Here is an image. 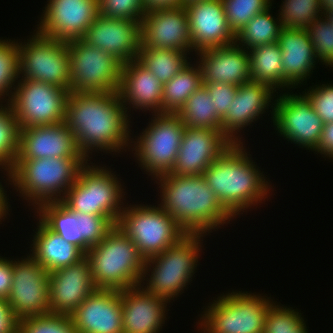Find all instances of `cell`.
<instances>
[{
    "label": "cell",
    "instance_id": "obj_1",
    "mask_svg": "<svg viewBox=\"0 0 333 333\" xmlns=\"http://www.w3.org/2000/svg\"><path fill=\"white\" fill-rule=\"evenodd\" d=\"M129 116L118 92H72L67 96L64 123L90 159L94 150L120 153L131 148Z\"/></svg>",
    "mask_w": 333,
    "mask_h": 333
},
{
    "label": "cell",
    "instance_id": "obj_2",
    "mask_svg": "<svg viewBox=\"0 0 333 333\" xmlns=\"http://www.w3.org/2000/svg\"><path fill=\"white\" fill-rule=\"evenodd\" d=\"M159 204L187 232L208 234L234 217L223 207L203 175L163 174L155 178Z\"/></svg>",
    "mask_w": 333,
    "mask_h": 333
},
{
    "label": "cell",
    "instance_id": "obj_3",
    "mask_svg": "<svg viewBox=\"0 0 333 333\" xmlns=\"http://www.w3.org/2000/svg\"><path fill=\"white\" fill-rule=\"evenodd\" d=\"M243 145V142L233 143L202 174L234 218L240 216L241 211L263 203L272 189Z\"/></svg>",
    "mask_w": 333,
    "mask_h": 333
},
{
    "label": "cell",
    "instance_id": "obj_4",
    "mask_svg": "<svg viewBox=\"0 0 333 333\" xmlns=\"http://www.w3.org/2000/svg\"><path fill=\"white\" fill-rule=\"evenodd\" d=\"M87 161L74 157L15 160L8 185L36 209L45 202L61 201Z\"/></svg>",
    "mask_w": 333,
    "mask_h": 333
},
{
    "label": "cell",
    "instance_id": "obj_5",
    "mask_svg": "<svg viewBox=\"0 0 333 333\" xmlns=\"http://www.w3.org/2000/svg\"><path fill=\"white\" fill-rule=\"evenodd\" d=\"M96 288L124 290L140 285L145 259L134 242L116 225L85 254Z\"/></svg>",
    "mask_w": 333,
    "mask_h": 333
},
{
    "label": "cell",
    "instance_id": "obj_6",
    "mask_svg": "<svg viewBox=\"0 0 333 333\" xmlns=\"http://www.w3.org/2000/svg\"><path fill=\"white\" fill-rule=\"evenodd\" d=\"M205 235L187 234L161 254L145 260L140 285L146 291L169 303L174 300V297L181 295L188 283L192 281L191 277L196 273L199 252L202 250L203 242L201 241ZM147 272H151V275Z\"/></svg>",
    "mask_w": 333,
    "mask_h": 333
},
{
    "label": "cell",
    "instance_id": "obj_7",
    "mask_svg": "<svg viewBox=\"0 0 333 333\" xmlns=\"http://www.w3.org/2000/svg\"><path fill=\"white\" fill-rule=\"evenodd\" d=\"M270 299L247 291L223 293L204 308L197 328L200 333H264Z\"/></svg>",
    "mask_w": 333,
    "mask_h": 333
},
{
    "label": "cell",
    "instance_id": "obj_8",
    "mask_svg": "<svg viewBox=\"0 0 333 333\" xmlns=\"http://www.w3.org/2000/svg\"><path fill=\"white\" fill-rule=\"evenodd\" d=\"M157 205H125L116 223L145 260L161 254L187 235L172 216Z\"/></svg>",
    "mask_w": 333,
    "mask_h": 333
},
{
    "label": "cell",
    "instance_id": "obj_9",
    "mask_svg": "<svg viewBox=\"0 0 333 333\" xmlns=\"http://www.w3.org/2000/svg\"><path fill=\"white\" fill-rule=\"evenodd\" d=\"M152 117L136 141L132 138L131 151H135L141 169L155 179L174 167L186 126L177 113H156Z\"/></svg>",
    "mask_w": 333,
    "mask_h": 333
},
{
    "label": "cell",
    "instance_id": "obj_10",
    "mask_svg": "<svg viewBox=\"0 0 333 333\" xmlns=\"http://www.w3.org/2000/svg\"><path fill=\"white\" fill-rule=\"evenodd\" d=\"M70 59L69 93L118 92L122 63L83 39L67 42Z\"/></svg>",
    "mask_w": 333,
    "mask_h": 333
},
{
    "label": "cell",
    "instance_id": "obj_11",
    "mask_svg": "<svg viewBox=\"0 0 333 333\" xmlns=\"http://www.w3.org/2000/svg\"><path fill=\"white\" fill-rule=\"evenodd\" d=\"M27 42H18L19 78L51 84L69 92L70 59L67 42L34 30Z\"/></svg>",
    "mask_w": 333,
    "mask_h": 333
},
{
    "label": "cell",
    "instance_id": "obj_12",
    "mask_svg": "<svg viewBox=\"0 0 333 333\" xmlns=\"http://www.w3.org/2000/svg\"><path fill=\"white\" fill-rule=\"evenodd\" d=\"M69 92L61 87L19 79L9 100L19 129L64 122Z\"/></svg>",
    "mask_w": 333,
    "mask_h": 333
},
{
    "label": "cell",
    "instance_id": "obj_13",
    "mask_svg": "<svg viewBox=\"0 0 333 333\" xmlns=\"http://www.w3.org/2000/svg\"><path fill=\"white\" fill-rule=\"evenodd\" d=\"M272 122L287 141L314 151L320 141L324 122L302 93L283 92L274 100Z\"/></svg>",
    "mask_w": 333,
    "mask_h": 333
},
{
    "label": "cell",
    "instance_id": "obj_14",
    "mask_svg": "<svg viewBox=\"0 0 333 333\" xmlns=\"http://www.w3.org/2000/svg\"><path fill=\"white\" fill-rule=\"evenodd\" d=\"M16 260L13 259V283L6 300L13 314L20 320L50 313L49 272L30 255Z\"/></svg>",
    "mask_w": 333,
    "mask_h": 333
},
{
    "label": "cell",
    "instance_id": "obj_15",
    "mask_svg": "<svg viewBox=\"0 0 333 333\" xmlns=\"http://www.w3.org/2000/svg\"><path fill=\"white\" fill-rule=\"evenodd\" d=\"M37 25L41 35L60 41L82 39L99 15L97 0H48Z\"/></svg>",
    "mask_w": 333,
    "mask_h": 333
},
{
    "label": "cell",
    "instance_id": "obj_16",
    "mask_svg": "<svg viewBox=\"0 0 333 333\" xmlns=\"http://www.w3.org/2000/svg\"><path fill=\"white\" fill-rule=\"evenodd\" d=\"M141 48L194 51L184 6L148 10L141 22ZM190 51V52H189Z\"/></svg>",
    "mask_w": 333,
    "mask_h": 333
},
{
    "label": "cell",
    "instance_id": "obj_17",
    "mask_svg": "<svg viewBox=\"0 0 333 333\" xmlns=\"http://www.w3.org/2000/svg\"><path fill=\"white\" fill-rule=\"evenodd\" d=\"M232 144L222 130L186 127L176 162L169 174L202 175Z\"/></svg>",
    "mask_w": 333,
    "mask_h": 333
},
{
    "label": "cell",
    "instance_id": "obj_18",
    "mask_svg": "<svg viewBox=\"0 0 333 333\" xmlns=\"http://www.w3.org/2000/svg\"><path fill=\"white\" fill-rule=\"evenodd\" d=\"M141 22L99 14L82 39L125 64L138 58L142 45Z\"/></svg>",
    "mask_w": 333,
    "mask_h": 333
},
{
    "label": "cell",
    "instance_id": "obj_19",
    "mask_svg": "<svg viewBox=\"0 0 333 333\" xmlns=\"http://www.w3.org/2000/svg\"><path fill=\"white\" fill-rule=\"evenodd\" d=\"M87 158L64 122L19 129L16 160Z\"/></svg>",
    "mask_w": 333,
    "mask_h": 333
},
{
    "label": "cell",
    "instance_id": "obj_20",
    "mask_svg": "<svg viewBox=\"0 0 333 333\" xmlns=\"http://www.w3.org/2000/svg\"><path fill=\"white\" fill-rule=\"evenodd\" d=\"M69 317L77 333H123L121 291L96 288Z\"/></svg>",
    "mask_w": 333,
    "mask_h": 333
},
{
    "label": "cell",
    "instance_id": "obj_21",
    "mask_svg": "<svg viewBox=\"0 0 333 333\" xmlns=\"http://www.w3.org/2000/svg\"><path fill=\"white\" fill-rule=\"evenodd\" d=\"M95 289L86 256L49 273L50 313L69 316Z\"/></svg>",
    "mask_w": 333,
    "mask_h": 333
},
{
    "label": "cell",
    "instance_id": "obj_22",
    "mask_svg": "<svg viewBox=\"0 0 333 333\" xmlns=\"http://www.w3.org/2000/svg\"><path fill=\"white\" fill-rule=\"evenodd\" d=\"M274 91L268 84L250 81L238 86L233 103L222 119V132L233 142L242 143L240 130L260 119L265 109L272 108L273 118ZM272 100V101H271ZM270 104V105H269ZM238 135V136H237Z\"/></svg>",
    "mask_w": 333,
    "mask_h": 333
},
{
    "label": "cell",
    "instance_id": "obj_23",
    "mask_svg": "<svg viewBox=\"0 0 333 333\" xmlns=\"http://www.w3.org/2000/svg\"><path fill=\"white\" fill-rule=\"evenodd\" d=\"M203 84L236 86L250 82L249 51L236 44L206 48L195 53Z\"/></svg>",
    "mask_w": 333,
    "mask_h": 333
},
{
    "label": "cell",
    "instance_id": "obj_24",
    "mask_svg": "<svg viewBox=\"0 0 333 333\" xmlns=\"http://www.w3.org/2000/svg\"><path fill=\"white\" fill-rule=\"evenodd\" d=\"M184 7L188 14L195 53L235 42V34L227 24L221 0L200 1Z\"/></svg>",
    "mask_w": 333,
    "mask_h": 333
},
{
    "label": "cell",
    "instance_id": "obj_25",
    "mask_svg": "<svg viewBox=\"0 0 333 333\" xmlns=\"http://www.w3.org/2000/svg\"><path fill=\"white\" fill-rule=\"evenodd\" d=\"M168 303L141 285L121 290L123 333H159L167 319Z\"/></svg>",
    "mask_w": 333,
    "mask_h": 333
},
{
    "label": "cell",
    "instance_id": "obj_26",
    "mask_svg": "<svg viewBox=\"0 0 333 333\" xmlns=\"http://www.w3.org/2000/svg\"><path fill=\"white\" fill-rule=\"evenodd\" d=\"M118 93L128 113L131 105L136 108L135 111L140 109L152 111L153 114L161 113L163 85L137 59L122 65Z\"/></svg>",
    "mask_w": 333,
    "mask_h": 333
},
{
    "label": "cell",
    "instance_id": "obj_27",
    "mask_svg": "<svg viewBox=\"0 0 333 333\" xmlns=\"http://www.w3.org/2000/svg\"><path fill=\"white\" fill-rule=\"evenodd\" d=\"M277 43L281 49L284 79L294 88L310 78L318 59L307 29L282 27Z\"/></svg>",
    "mask_w": 333,
    "mask_h": 333
},
{
    "label": "cell",
    "instance_id": "obj_28",
    "mask_svg": "<svg viewBox=\"0 0 333 333\" xmlns=\"http://www.w3.org/2000/svg\"><path fill=\"white\" fill-rule=\"evenodd\" d=\"M107 169L87 162L78 178L87 187H93L94 215L106 216L116 224L125 206L122 199L126 192L111 168Z\"/></svg>",
    "mask_w": 333,
    "mask_h": 333
},
{
    "label": "cell",
    "instance_id": "obj_29",
    "mask_svg": "<svg viewBox=\"0 0 333 333\" xmlns=\"http://www.w3.org/2000/svg\"><path fill=\"white\" fill-rule=\"evenodd\" d=\"M38 220L29 255L49 273L70 266L85 256L76 245L65 241Z\"/></svg>",
    "mask_w": 333,
    "mask_h": 333
},
{
    "label": "cell",
    "instance_id": "obj_30",
    "mask_svg": "<svg viewBox=\"0 0 333 333\" xmlns=\"http://www.w3.org/2000/svg\"><path fill=\"white\" fill-rule=\"evenodd\" d=\"M248 51L251 81L268 84L274 91L293 88L284 79L281 49L277 42L259 45Z\"/></svg>",
    "mask_w": 333,
    "mask_h": 333
},
{
    "label": "cell",
    "instance_id": "obj_31",
    "mask_svg": "<svg viewBox=\"0 0 333 333\" xmlns=\"http://www.w3.org/2000/svg\"><path fill=\"white\" fill-rule=\"evenodd\" d=\"M201 86L203 82L199 65L189 63L163 85L161 113H178Z\"/></svg>",
    "mask_w": 333,
    "mask_h": 333
},
{
    "label": "cell",
    "instance_id": "obj_32",
    "mask_svg": "<svg viewBox=\"0 0 333 333\" xmlns=\"http://www.w3.org/2000/svg\"><path fill=\"white\" fill-rule=\"evenodd\" d=\"M35 210L39 219L65 241L76 245L82 251V234L78 227V218L61 201L45 202Z\"/></svg>",
    "mask_w": 333,
    "mask_h": 333
},
{
    "label": "cell",
    "instance_id": "obj_33",
    "mask_svg": "<svg viewBox=\"0 0 333 333\" xmlns=\"http://www.w3.org/2000/svg\"><path fill=\"white\" fill-rule=\"evenodd\" d=\"M177 114L186 127L222 130V119L204 85L188 98Z\"/></svg>",
    "mask_w": 333,
    "mask_h": 333
},
{
    "label": "cell",
    "instance_id": "obj_34",
    "mask_svg": "<svg viewBox=\"0 0 333 333\" xmlns=\"http://www.w3.org/2000/svg\"><path fill=\"white\" fill-rule=\"evenodd\" d=\"M272 5L255 15L235 34V43L246 50L259 45L274 44L278 41L281 20L270 14Z\"/></svg>",
    "mask_w": 333,
    "mask_h": 333
},
{
    "label": "cell",
    "instance_id": "obj_35",
    "mask_svg": "<svg viewBox=\"0 0 333 333\" xmlns=\"http://www.w3.org/2000/svg\"><path fill=\"white\" fill-rule=\"evenodd\" d=\"M187 55L178 50L140 48L137 60L164 85L190 63Z\"/></svg>",
    "mask_w": 333,
    "mask_h": 333
},
{
    "label": "cell",
    "instance_id": "obj_36",
    "mask_svg": "<svg viewBox=\"0 0 333 333\" xmlns=\"http://www.w3.org/2000/svg\"><path fill=\"white\" fill-rule=\"evenodd\" d=\"M279 18L282 27L307 29L314 20L322 16L319 0H284Z\"/></svg>",
    "mask_w": 333,
    "mask_h": 333
},
{
    "label": "cell",
    "instance_id": "obj_37",
    "mask_svg": "<svg viewBox=\"0 0 333 333\" xmlns=\"http://www.w3.org/2000/svg\"><path fill=\"white\" fill-rule=\"evenodd\" d=\"M2 39H0V103L4 102L5 95L8 96L6 99L8 103L19 78V49L17 40Z\"/></svg>",
    "mask_w": 333,
    "mask_h": 333
},
{
    "label": "cell",
    "instance_id": "obj_38",
    "mask_svg": "<svg viewBox=\"0 0 333 333\" xmlns=\"http://www.w3.org/2000/svg\"><path fill=\"white\" fill-rule=\"evenodd\" d=\"M273 302L265 316L264 333H308L302 313Z\"/></svg>",
    "mask_w": 333,
    "mask_h": 333
},
{
    "label": "cell",
    "instance_id": "obj_39",
    "mask_svg": "<svg viewBox=\"0 0 333 333\" xmlns=\"http://www.w3.org/2000/svg\"><path fill=\"white\" fill-rule=\"evenodd\" d=\"M19 127L10 105L0 104V164L13 168L18 152Z\"/></svg>",
    "mask_w": 333,
    "mask_h": 333
},
{
    "label": "cell",
    "instance_id": "obj_40",
    "mask_svg": "<svg viewBox=\"0 0 333 333\" xmlns=\"http://www.w3.org/2000/svg\"><path fill=\"white\" fill-rule=\"evenodd\" d=\"M229 28L236 34L255 15L272 5V0H221Z\"/></svg>",
    "mask_w": 333,
    "mask_h": 333
},
{
    "label": "cell",
    "instance_id": "obj_41",
    "mask_svg": "<svg viewBox=\"0 0 333 333\" xmlns=\"http://www.w3.org/2000/svg\"><path fill=\"white\" fill-rule=\"evenodd\" d=\"M22 333H77L68 315L48 313L18 320Z\"/></svg>",
    "mask_w": 333,
    "mask_h": 333
},
{
    "label": "cell",
    "instance_id": "obj_42",
    "mask_svg": "<svg viewBox=\"0 0 333 333\" xmlns=\"http://www.w3.org/2000/svg\"><path fill=\"white\" fill-rule=\"evenodd\" d=\"M307 31L318 62L333 67V25L321 16L312 22Z\"/></svg>",
    "mask_w": 333,
    "mask_h": 333
},
{
    "label": "cell",
    "instance_id": "obj_43",
    "mask_svg": "<svg viewBox=\"0 0 333 333\" xmlns=\"http://www.w3.org/2000/svg\"><path fill=\"white\" fill-rule=\"evenodd\" d=\"M78 227L82 234V252H86L93 246L98 245L109 231L116 225L106 216L76 213Z\"/></svg>",
    "mask_w": 333,
    "mask_h": 333
},
{
    "label": "cell",
    "instance_id": "obj_44",
    "mask_svg": "<svg viewBox=\"0 0 333 333\" xmlns=\"http://www.w3.org/2000/svg\"><path fill=\"white\" fill-rule=\"evenodd\" d=\"M100 15L115 19L142 21L147 13L143 0H97Z\"/></svg>",
    "mask_w": 333,
    "mask_h": 333
},
{
    "label": "cell",
    "instance_id": "obj_45",
    "mask_svg": "<svg viewBox=\"0 0 333 333\" xmlns=\"http://www.w3.org/2000/svg\"><path fill=\"white\" fill-rule=\"evenodd\" d=\"M61 202L75 213L94 215L93 187H87L79 178L68 189Z\"/></svg>",
    "mask_w": 333,
    "mask_h": 333
},
{
    "label": "cell",
    "instance_id": "obj_46",
    "mask_svg": "<svg viewBox=\"0 0 333 333\" xmlns=\"http://www.w3.org/2000/svg\"><path fill=\"white\" fill-rule=\"evenodd\" d=\"M306 90L303 94L311 102L312 108L324 124L333 122V84L328 82L320 86L317 84Z\"/></svg>",
    "mask_w": 333,
    "mask_h": 333
},
{
    "label": "cell",
    "instance_id": "obj_47",
    "mask_svg": "<svg viewBox=\"0 0 333 333\" xmlns=\"http://www.w3.org/2000/svg\"><path fill=\"white\" fill-rule=\"evenodd\" d=\"M213 101L214 109L218 116L223 119L233 103L238 86L233 84L213 83L203 84Z\"/></svg>",
    "mask_w": 333,
    "mask_h": 333
},
{
    "label": "cell",
    "instance_id": "obj_48",
    "mask_svg": "<svg viewBox=\"0 0 333 333\" xmlns=\"http://www.w3.org/2000/svg\"><path fill=\"white\" fill-rule=\"evenodd\" d=\"M0 256V299L7 300L13 283V259Z\"/></svg>",
    "mask_w": 333,
    "mask_h": 333
},
{
    "label": "cell",
    "instance_id": "obj_49",
    "mask_svg": "<svg viewBox=\"0 0 333 333\" xmlns=\"http://www.w3.org/2000/svg\"><path fill=\"white\" fill-rule=\"evenodd\" d=\"M18 329V319L6 300L0 299V333H14Z\"/></svg>",
    "mask_w": 333,
    "mask_h": 333
},
{
    "label": "cell",
    "instance_id": "obj_50",
    "mask_svg": "<svg viewBox=\"0 0 333 333\" xmlns=\"http://www.w3.org/2000/svg\"><path fill=\"white\" fill-rule=\"evenodd\" d=\"M314 151L333 159V122L324 124L319 144Z\"/></svg>",
    "mask_w": 333,
    "mask_h": 333
},
{
    "label": "cell",
    "instance_id": "obj_51",
    "mask_svg": "<svg viewBox=\"0 0 333 333\" xmlns=\"http://www.w3.org/2000/svg\"><path fill=\"white\" fill-rule=\"evenodd\" d=\"M143 2L147 11L157 8H176L182 6V0H143Z\"/></svg>",
    "mask_w": 333,
    "mask_h": 333
},
{
    "label": "cell",
    "instance_id": "obj_52",
    "mask_svg": "<svg viewBox=\"0 0 333 333\" xmlns=\"http://www.w3.org/2000/svg\"><path fill=\"white\" fill-rule=\"evenodd\" d=\"M322 16L333 12V0H319Z\"/></svg>",
    "mask_w": 333,
    "mask_h": 333
},
{
    "label": "cell",
    "instance_id": "obj_53",
    "mask_svg": "<svg viewBox=\"0 0 333 333\" xmlns=\"http://www.w3.org/2000/svg\"><path fill=\"white\" fill-rule=\"evenodd\" d=\"M4 169V171H6L7 174H5L8 178V182H11V168H9L8 166L2 165L0 164V169ZM7 191H5L4 187L2 186L1 182H0V199H7V194L5 193Z\"/></svg>",
    "mask_w": 333,
    "mask_h": 333
},
{
    "label": "cell",
    "instance_id": "obj_54",
    "mask_svg": "<svg viewBox=\"0 0 333 333\" xmlns=\"http://www.w3.org/2000/svg\"><path fill=\"white\" fill-rule=\"evenodd\" d=\"M8 200L9 199H0V223L2 222L1 220L7 218V214L9 215L8 211L10 210V204L8 205Z\"/></svg>",
    "mask_w": 333,
    "mask_h": 333
},
{
    "label": "cell",
    "instance_id": "obj_55",
    "mask_svg": "<svg viewBox=\"0 0 333 333\" xmlns=\"http://www.w3.org/2000/svg\"><path fill=\"white\" fill-rule=\"evenodd\" d=\"M206 0H182V6Z\"/></svg>",
    "mask_w": 333,
    "mask_h": 333
},
{
    "label": "cell",
    "instance_id": "obj_56",
    "mask_svg": "<svg viewBox=\"0 0 333 333\" xmlns=\"http://www.w3.org/2000/svg\"><path fill=\"white\" fill-rule=\"evenodd\" d=\"M324 17L333 25V12L325 14Z\"/></svg>",
    "mask_w": 333,
    "mask_h": 333
},
{
    "label": "cell",
    "instance_id": "obj_57",
    "mask_svg": "<svg viewBox=\"0 0 333 333\" xmlns=\"http://www.w3.org/2000/svg\"><path fill=\"white\" fill-rule=\"evenodd\" d=\"M14 333H22L19 329H17Z\"/></svg>",
    "mask_w": 333,
    "mask_h": 333
}]
</instances>
